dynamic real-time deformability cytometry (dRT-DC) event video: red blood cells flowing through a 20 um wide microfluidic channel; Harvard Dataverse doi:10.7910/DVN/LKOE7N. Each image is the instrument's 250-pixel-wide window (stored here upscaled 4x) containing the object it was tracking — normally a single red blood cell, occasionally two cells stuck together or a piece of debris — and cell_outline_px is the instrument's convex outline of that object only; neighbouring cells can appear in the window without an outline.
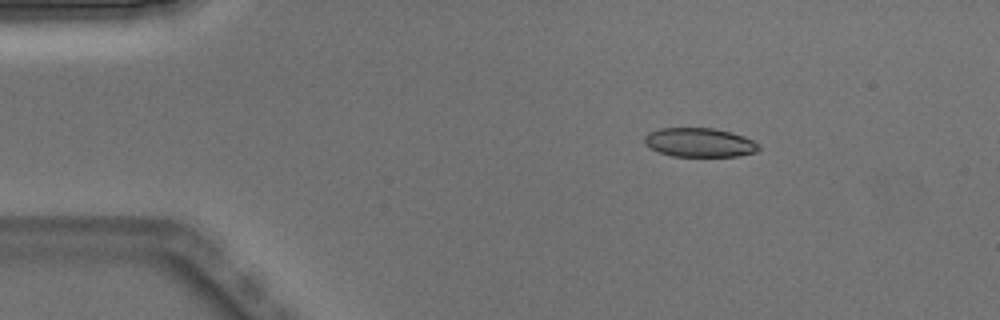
{"species": "Egyptian fruit bat (a non-hibernating species)", "species_latin": "Rousettus aegyptiacus", "temperature_condition": "warm", "stored_images_in_passage": 4, "camera_frame_rate_fps": 3000, "um_per_image_px": 0.085, "animal": {"sex": "male"}, "frame": {"image": 1, "passage_image": 3, "time_ms": 0.667, "image_size_px": [1000, 320], "cell_outline_px": [[760, 148], [756, 152], [740, 156], [672, 156], [660, 152], [644, 144], [644, 136], [648, 132], [660, 128], [716, 128], [732, 132], [744, 136], [760, 144]], "centroid_in_image_um": [59.48, 12.1], "position_along_channel_um": 25.5, "area_um2": 19.48}}